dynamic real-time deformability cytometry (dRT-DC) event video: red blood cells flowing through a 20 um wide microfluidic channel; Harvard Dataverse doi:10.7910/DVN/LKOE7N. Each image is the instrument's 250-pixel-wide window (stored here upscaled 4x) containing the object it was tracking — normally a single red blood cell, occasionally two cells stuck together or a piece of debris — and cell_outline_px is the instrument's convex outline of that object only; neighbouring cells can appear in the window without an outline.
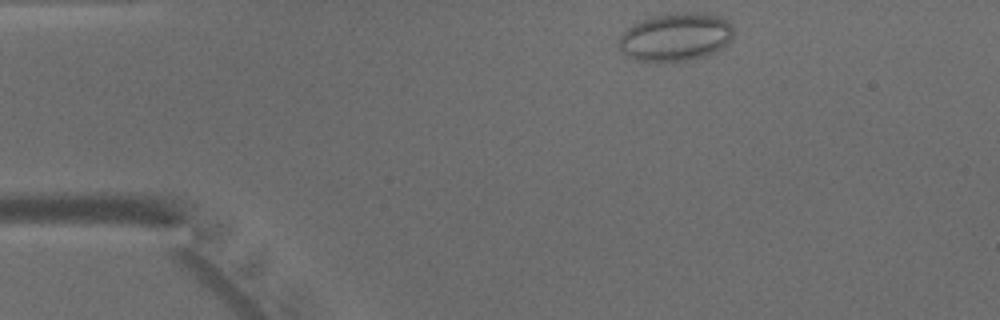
{"species": "common noctule bat (a hibernating species)", "species_latin": "Nyctalus noctula", "temperature_condition": "warm", "stored_images_in_passage": 8, "camera_frame_rate_fps": 3000, "um_per_image_px": 0.085, "animal": {"sex": "male", "body_mass_g": 15.6}, "frame": {"image": 1, "passage_image": 1, "time_ms": 0.0, "image_size_px": [1000, 320], "cell_outline_px": [[732, 36], [724, 48], [708, 56], [684, 60], [636, 60], [628, 56], [620, 48], [620, 36], [628, 28], [652, 16], [676, 12], [704, 12], [720, 16], [728, 20], [732, 24]], "centroid_in_image_um": [57.51, 3.12], "position_along_channel_um": 27.5, "area_um2": 31.85}}